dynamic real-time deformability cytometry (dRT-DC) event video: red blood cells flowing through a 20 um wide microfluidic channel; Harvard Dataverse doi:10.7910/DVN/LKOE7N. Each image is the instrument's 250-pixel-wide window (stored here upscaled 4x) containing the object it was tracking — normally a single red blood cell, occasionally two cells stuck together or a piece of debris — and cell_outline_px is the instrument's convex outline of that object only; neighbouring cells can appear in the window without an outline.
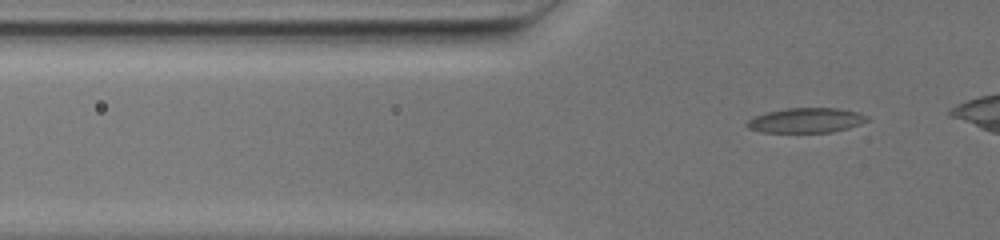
{"species": "common noctule bat (a hibernating species)", "species_latin": "Nyctalus noctula", "temperature_condition": "warm", "stored_images_in_passage": 48, "camera_frame_rate_fps": 3000, "um_per_image_px": 0.085, "animal": {"sex": "female", "body_mass_g": 19.5, "forearm_length_mm": 54.1}, "frame": {"image": 1, "passage_image": 11, "time_ms": 3.333, "image_size_px": [1000, 240], "cell_outline_px": [[868, 120], [860, 124], [848, 128], [832, 132], [760, 132], [748, 128], [744, 124], [748, 120], [764, 112], [784, 108], [840, 108], [860, 112], [868, 116]], "centroid_in_image_um": [68.51, 10.22], "position_along_channel_um": 57.3, "area_um2": 17.57}}
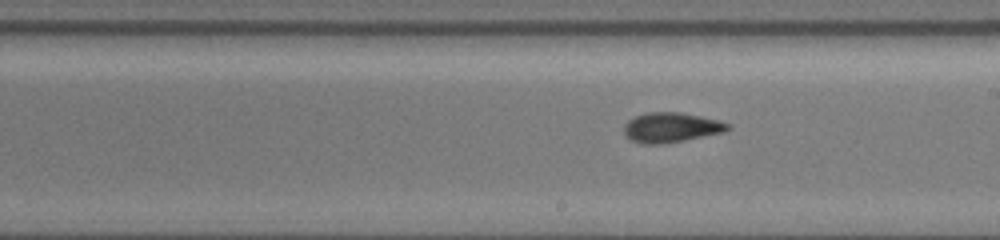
{"frame": {"image": 2, "passage_image": 31, "time_ms": 10.0, "image_size_px": [1000, 240], "cell_outline_px": [[732, 128], [724, 132], [684, 140], [660, 144], [640, 144], [624, 136], [624, 124], [628, 120], [636, 116], [648, 112], [680, 112], [700, 116], [732, 124]], "centroid_in_image_um": [57.03, 10.84], "position_along_channel_um": 232.0, "area_um2": 18.09}}
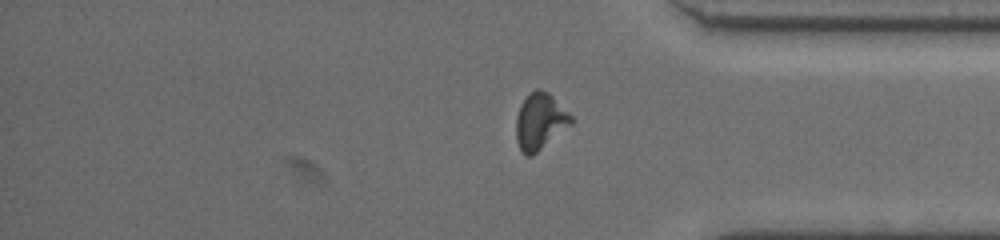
{"frame": {"image": 3, "passage_image": 48, "time_ms": 15.667, "image_size_px": [1000, 240], "cell_outline_px": [[576, 120], [572, 124], [532, 156], [524, 156], [516, 140], [516, 116], [520, 104], [536, 88], [540, 88], [548, 92]], "centroid_in_image_um": [45.9, 10.33], "position_along_channel_um": 389.3, "area_um2": 18.09}}